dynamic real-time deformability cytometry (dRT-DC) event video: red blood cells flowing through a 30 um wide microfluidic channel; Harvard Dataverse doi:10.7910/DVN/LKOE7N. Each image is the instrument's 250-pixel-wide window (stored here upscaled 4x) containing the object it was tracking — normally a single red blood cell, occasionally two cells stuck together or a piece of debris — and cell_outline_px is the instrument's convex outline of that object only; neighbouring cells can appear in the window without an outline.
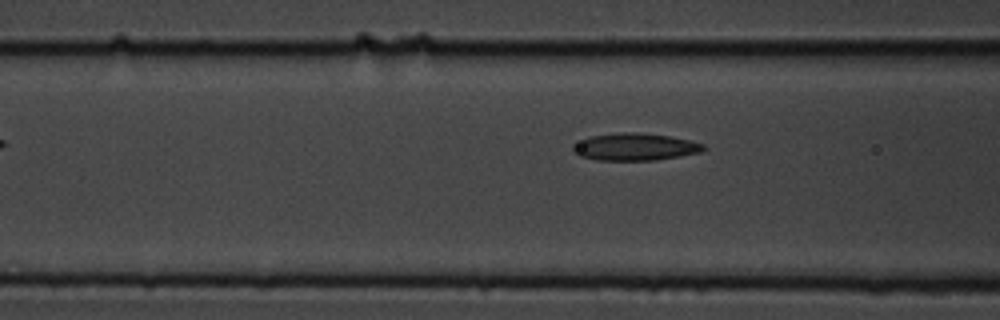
{"species": "common noctule bat (a hibernating species)", "species_latin": "Nyctalus noctula", "temperature_condition": "cold", "stored_images_in_passage": 7, "camera_frame_rate_fps": 3000, "um_per_image_px": 0.085, "animal": {"sex": "male", "body_mass_g": 19.5, "forearm_length_mm": 54.6}, "frame": {"image": 1, "passage_image": 7, "time_ms": 2.0, "image_size_px": [1000, 320], "cell_outline_px": [[708, 148], [700, 152], [680, 156], [656, 160], [596, 160], [580, 156], [572, 152], [572, 144], [588, 136], [620, 132], [636, 132], [672, 136], [704, 144]], "centroid_in_image_um": [53.94, 12.48], "position_along_channel_um": 112.7, "area_um2": 20.98}}